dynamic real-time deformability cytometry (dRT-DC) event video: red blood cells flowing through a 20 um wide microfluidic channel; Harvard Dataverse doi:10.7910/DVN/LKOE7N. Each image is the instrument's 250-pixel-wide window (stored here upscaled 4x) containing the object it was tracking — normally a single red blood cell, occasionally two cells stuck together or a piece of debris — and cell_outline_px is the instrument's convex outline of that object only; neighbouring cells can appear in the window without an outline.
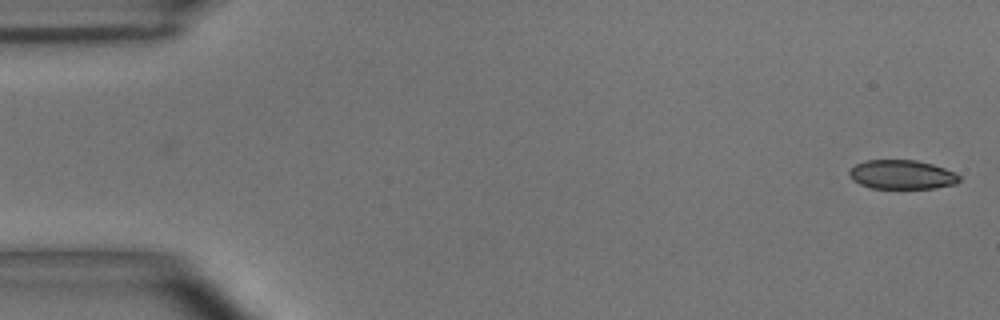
{"species": "common noctule bat (a hibernating species)", "species_latin": "Nyctalus noctula", "temperature_condition": "room temperature", "stored_images_in_passage": 16, "camera_frame_rate_fps": 3000, "um_per_image_px": 0.085, "animal": {"sex": "male", "body_mass_g": 15.6}, "frame": {"image": 1, "passage_image": 1, "time_ms": 0.0, "image_size_px": [1000, 320], "cell_outline_px": [[960, 180], [956, 184], [936, 188], [872, 188], [860, 184], [852, 180], [848, 176], [848, 172], [856, 164], [864, 160], [916, 160], [932, 164], [944, 168], [960, 176]], "centroid_in_image_um": [76.64, 14.84], "position_along_channel_um": 8.4, "area_um2": 18.67}}
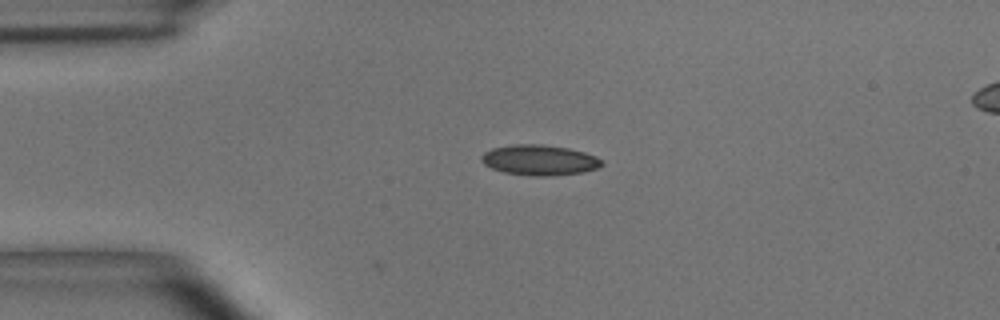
{"frame": {"image": 2, "passage_image": 12, "time_ms": 3.667, "image_size_px": [1000, 320], "cell_outline_px": [[604, 164], [596, 168], [584, 172], [552, 176], [532, 176], [504, 172], [492, 168], [484, 164], [480, 160], [480, 156], [484, 152], [492, 148], [516, 144], [540, 144], [568, 148], [584, 152], [596, 156], [604, 160]], "centroid_in_image_um": [45.86, 13.61], "position_along_channel_um": 39.1, "area_um2": 21.44}}